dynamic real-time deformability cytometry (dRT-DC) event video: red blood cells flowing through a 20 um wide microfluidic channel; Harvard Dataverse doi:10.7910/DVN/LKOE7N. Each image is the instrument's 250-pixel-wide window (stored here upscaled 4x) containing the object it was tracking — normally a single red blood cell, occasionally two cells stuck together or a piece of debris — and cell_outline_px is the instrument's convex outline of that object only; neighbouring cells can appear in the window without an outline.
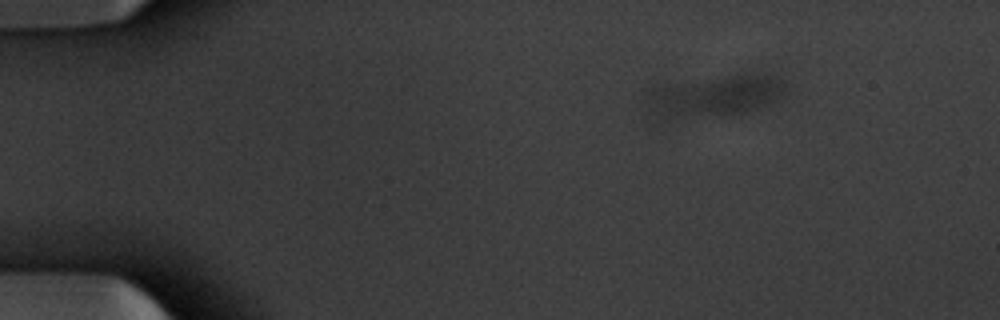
{"species": "common noctule bat (a hibernating species)", "species_latin": "Nyctalus noctula", "temperature_condition": "warm", "stored_images_in_passage": 53, "camera_frame_rate_fps": 3000, "um_per_image_px": 0.085, "animal": {"sex": "male", "body_mass_g": 20.1, "forearm_length_mm": 53.5}, "frame": {"image": 1, "passage_image": 8, "time_ms": 2.333, "image_size_px": [1000, 320], "cell_outline_px": [[788, 92], [776, 100], [768, 104], [744, 112], [676, 116], [664, 116], [652, 108], [648, 96], [648, 88], [660, 84], [744, 72], [756, 72], [780, 76]], "centroid_in_image_um": [60.92, 8.02], "position_along_channel_um": 24.1, "area_um2": 32.95}}
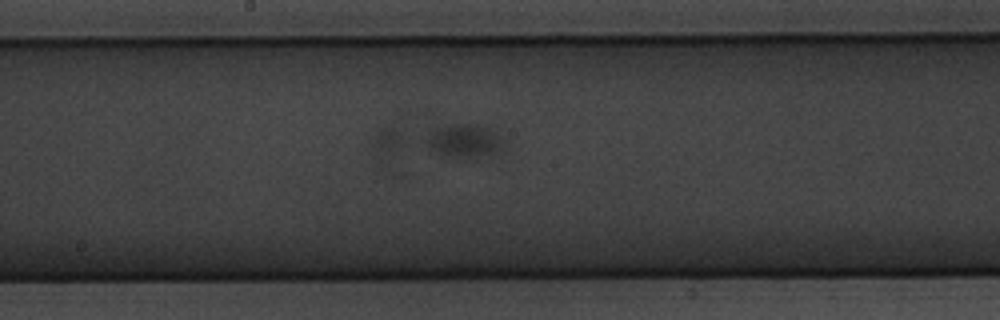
{"frame": {"image": 2, "passage_image": 29, "time_ms": 9.333, "image_size_px": [1000, 320], "cell_outline_px": [[504, 148], [500, 152], [460, 160], [440, 156], [428, 152], [420, 144], [420, 140], [428, 128], [440, 124], [476, 124], [492, 128], [504, 140]], "centroid_in_image_um": [39.25, 11.98], "position_along_channel_um": 209.0, "area_um2": 17.05}}
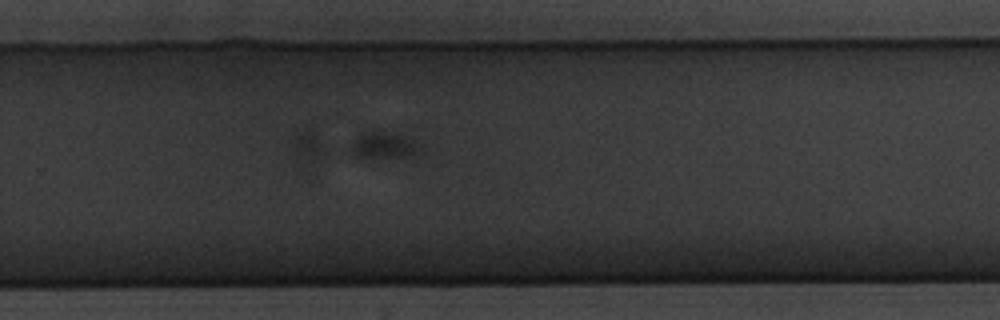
{"frame": {"image": 3, "passage_image": 36, "time_ms": 11.667, "image_size_px": [1000, 320], "cell_outline_px": [[420, 148], [416, 152], [404, 156], [360, 160], [356, 156], [352, 148], [352, 144], [360, 132], [392, 132], [404, 136], [420, 144]], "centroid_in_image_um": [32.55, 12.37], "position_along_channel_um": 297.2, "area_um2": 10.58}}